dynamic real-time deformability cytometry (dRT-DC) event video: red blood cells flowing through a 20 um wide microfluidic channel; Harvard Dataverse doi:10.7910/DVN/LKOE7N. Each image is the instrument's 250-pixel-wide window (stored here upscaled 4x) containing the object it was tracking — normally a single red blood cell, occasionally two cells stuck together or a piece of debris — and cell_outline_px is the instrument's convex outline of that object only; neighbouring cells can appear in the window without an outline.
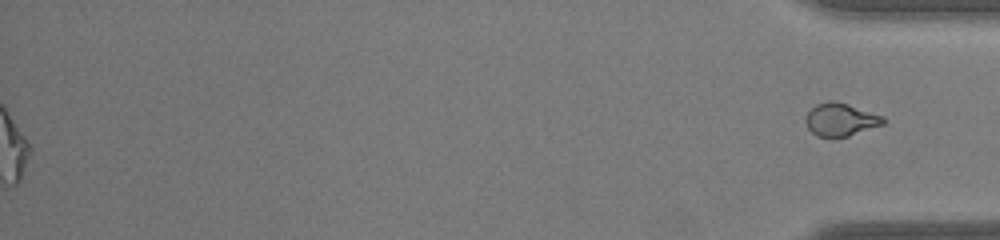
{"species": "common noctule bat (a hibernating species)", "species_latin": "Nyctalus noctula", "temperature_condition": "warm", "stored_images_in_passage": 51, "segment_of_instrument_passage": [2, 2], "camera_frame_rate_fps": 3000, "um_per_image_px": 0.085, "animal": {"sex": "male", "body_mass_g": 19.0, "forearm_length_mm": 50.8}, "frame": {"image": 1, "passage_image": 51, "time_ms": 16.667, "image_size_px": [1000, 240], "cell_outline_px": [[884, 124], [848, 136], [832, 140], [816, 136], [808, 128], [808, 112], [816, 104], [828, 100], [832, 100], [848, 104], [884, 116]], "centroid_in_image_um": [71.46, 10.19], "position_along_channel_um": 363.7, "area_um2": 14.97}}